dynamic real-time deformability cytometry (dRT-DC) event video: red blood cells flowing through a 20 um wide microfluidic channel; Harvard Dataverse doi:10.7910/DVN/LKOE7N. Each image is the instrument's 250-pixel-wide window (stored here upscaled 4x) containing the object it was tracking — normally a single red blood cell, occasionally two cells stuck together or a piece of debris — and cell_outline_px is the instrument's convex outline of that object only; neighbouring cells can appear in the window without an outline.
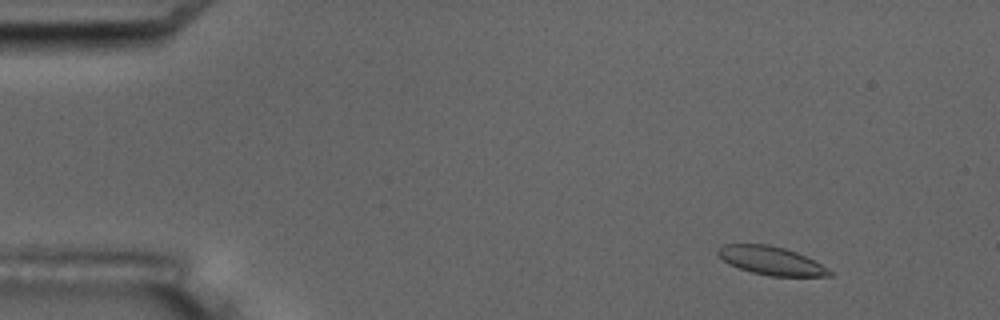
{"species": "common noctule bat (a hibernating species)", "species_latin": "Nyctalus noctula", "temperature_condition": "room temperature", "stored_images_in_passage": 5, "camera_frame_rate_fps": 3000, "um_per_image_px": 0.085, "animal": {"sex": "male", "body_mass_g": 17.5, "forearm_length_mm": 52.3}, "frame": {"image": 1, "passage_image": 2, "time_ms": 1.333, "image_size_px": [1000, 320], "cell_outline_px": [[832, 276], [768, 276], [752, 272], [728, 264], [716, 252], [724, 244], [768, 244], [784, 248], [796, 252], [820, 264], [832, 272]], "centroid_in_image_um": [65.53, 22.16], "position_along_channel_um": 19.5, "area_um2": 18.15}}